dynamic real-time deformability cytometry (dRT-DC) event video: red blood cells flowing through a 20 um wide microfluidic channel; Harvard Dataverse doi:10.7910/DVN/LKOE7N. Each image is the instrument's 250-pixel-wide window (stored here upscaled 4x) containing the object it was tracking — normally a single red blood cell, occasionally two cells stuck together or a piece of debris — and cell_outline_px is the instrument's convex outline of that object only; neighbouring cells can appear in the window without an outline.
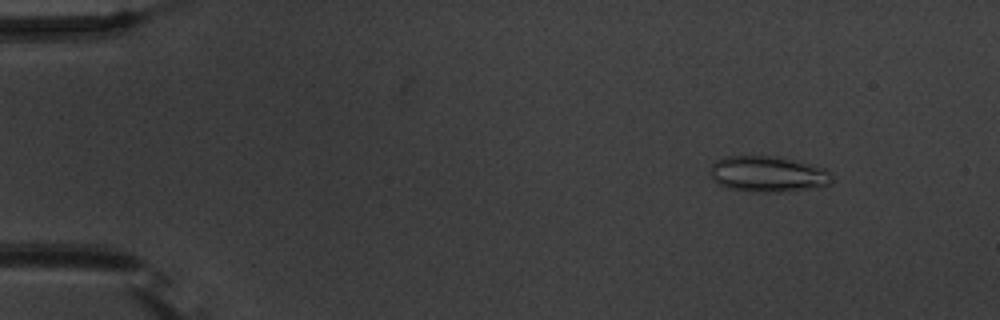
{"species": "common noctule bat (a hibernating species)", "species_latin": "Nyctalus noctula", "temperature_condition": "warm", "stored_images_in_passage": 53, "camera_frame_rate_fps": 3000, "um_per_image_px": 0.085, "animal": {"sex": "male", "body_mass_g": 20.1, "forearm_length_mm": 53.5}, "frame": {"image": 1, "passage_image": 5, "time_ms": 1.333, "image_size_px": [1000, 320], "cell_outline_px": [[832, 184], [816, 188], [780, 192], [748, 192], [724, 188], [712, 180], [712, 164], [716, 160], [724, 156], [776, 156], [824, 168], [832, 176]], "centroid_in_image_um": [65.25, 14.82], "position_along_channel_um": 19.8, "area_um2": 25.66}}
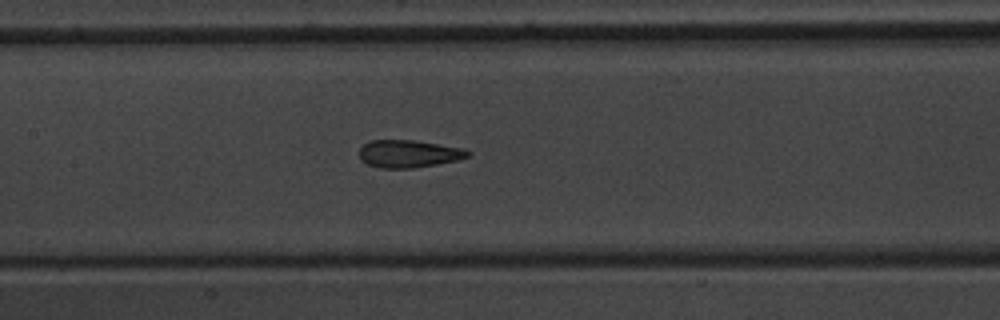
{"frame": {"image": 2, "passage_image": 25, "time_ms": 8.0, "image_size_px": [1000, 320], "cell_outline_px": [[472, 152], [468, 156], [456, 160], [436, 164], [412, 168], [380, 168], [368, 164], [360, 160], [360, 148], [368, 140], [412, 140], [464, 148]], "centroid_in_image_um": [34.72, 13.06], "position_along_channel_um": 172.7, "area_um2": 17.34}}
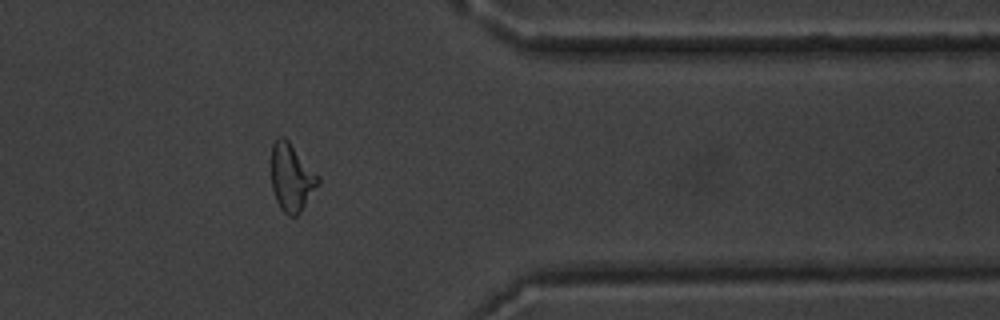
{"frame": {"image": 3, "passage_image": 43, "time_ms": 14.0, "image_size_px": [1000, 320], "cell_outline_px": [[320, 184], [300, 212], [296, 216], [288, 216], [280, 208], [276, 200], [272, 188], [272, 144], [280, 136], [284, 136], [288, 140], [320, 176]], "centroid_in_image_um": [24.81, 15.09], "position_along_channel_um": 386.6, "area_um2": 18.5}, "authors_computed_cell_mechanics": {"area_um2": 18.496, "velocity_mm_per_s": 3.7863, "shape_relaxation_time_tau1_ms": 4.8966, "shape_relaxation_time_tau2_ms": 1.5722, "deformation_change_tau1": 0.1506, "deformation_change_tau2": 0.0929}}